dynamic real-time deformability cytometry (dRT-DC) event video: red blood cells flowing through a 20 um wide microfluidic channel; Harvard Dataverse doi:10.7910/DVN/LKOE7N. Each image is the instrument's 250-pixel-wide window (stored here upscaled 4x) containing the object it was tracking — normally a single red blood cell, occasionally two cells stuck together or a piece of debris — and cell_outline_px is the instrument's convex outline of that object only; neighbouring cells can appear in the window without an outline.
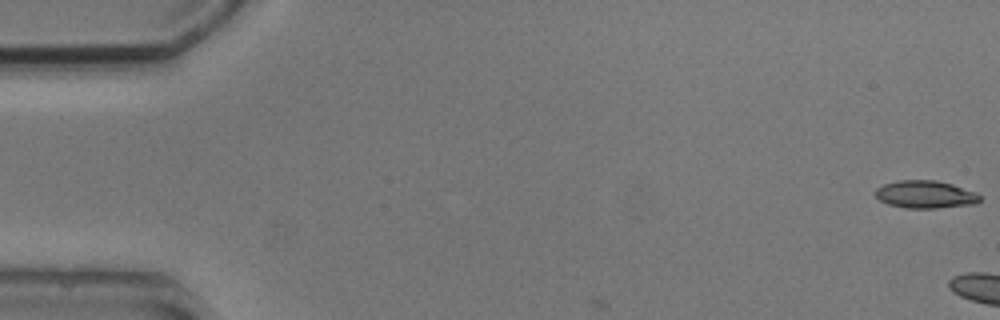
{"species": "common noctule bat (a hibernating species)", "species_latin": "Nyctalus noctula", "temperature_condition": "cold", "stored_images_in_passage": 3, "camera_frame_rate_fps": 3000, "um_per_image_px": 0.085, "animal": {"sex": "male", "body_mass_g": 20.5, "forearm_length_mm": 52.5}, "frame": {"image": 1, "passage_image": 1, "time_ms": 0.0, "image_size_px": [1000, 320], "cell_outline_px": [[980, 200], [976, 204], [936, 208], [904, 208], [888, 204], [880, 200], [876, 196], [876, 188], [884, 184], [896, 180], [936, 180], [952, 184], [976, 192], [980, 196]], "centroid_in_image_um": [78.66, 16.52], "position_along_channel_um": 6.3, "area_um2": 16.88}}